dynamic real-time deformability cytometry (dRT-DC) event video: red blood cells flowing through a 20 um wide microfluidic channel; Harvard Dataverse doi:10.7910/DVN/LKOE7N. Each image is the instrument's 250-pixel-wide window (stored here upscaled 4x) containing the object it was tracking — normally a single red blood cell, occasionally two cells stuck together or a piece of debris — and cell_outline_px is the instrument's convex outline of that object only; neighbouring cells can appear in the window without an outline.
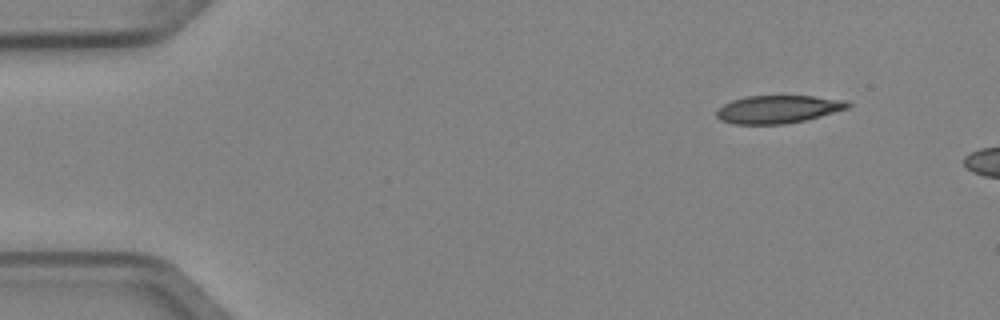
{"species": "Egyptian fruit bat (a non-hibernating species)", "species_latin": "Rousettus aegyptiacus", "temperature_condition": "cold", "stored_images_in_passage": 3, "camera_frame_rate_fps": 3000, "um_per_image_px": 0.085, "animal": {"sex": "female"}, "frame": {"image": 1, "passage_image": 1, "time_ms": 0.0, "image_size_px": [1000, 320], "cell_outline_px": [[852, 104], [848, 108], [820, 116], [804, 120], [784, 124], [732, 124], [720, 120], [716, 116], [716, 112], [724, 104], [732, 100], [748, 96], [812, 96], [848, 100]], "centroid_in_image_um": [66.14, 9.29], "position_along_channel_um": 18.9, "area_um2": 21.27}}